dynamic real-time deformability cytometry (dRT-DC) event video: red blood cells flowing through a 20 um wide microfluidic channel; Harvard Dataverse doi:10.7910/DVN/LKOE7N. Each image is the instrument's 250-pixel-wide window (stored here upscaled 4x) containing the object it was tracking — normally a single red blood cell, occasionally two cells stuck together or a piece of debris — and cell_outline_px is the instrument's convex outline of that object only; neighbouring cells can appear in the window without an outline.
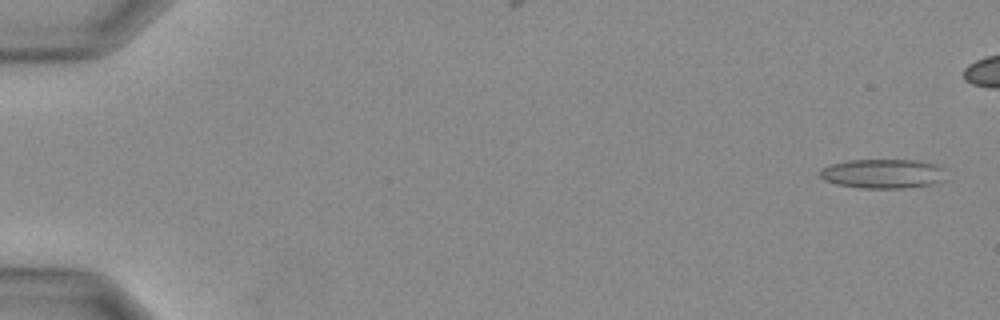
{"species": "Egyptian fruit bat (a non-hibernating species)", "species_latin": "Rousettus aegyptiacus", "temperature_condition": "warm", "stored_images_in_passage": 34, "camera_frame_rate_fps": 3000, "um_per_image_px": 0.085, "animal": {"sex": "female"}, "frame": {"image": 1, "passage_image": 2, "time_ms": 0.333, "image_size_px": [1000, 320], "cell_outline_px": [[944, 180], [932, 184], [904, 188], [860, 188], [836, 184], [824, 180], [820, 176], [820, 168], [832, 164], [848, 160], [920, 160], [940, 164], [944, 168]], "centroid_in_image_um": [75.07, 14.75], "position_along_channel_um": 9.9, "area_um2": 21.79}}
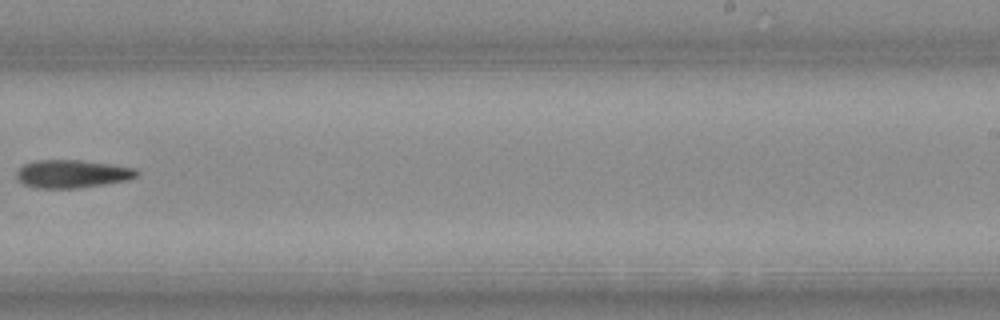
{"frame": {"image": 2, "passage_image": 24, "time_ms": 7.667, "image_size_px": [1000, 320], "cell_outline_px": [[140, 172], [136, 176], [128, 180], [104, 184], [76, 188], [36, 188], [24, 184], [16, 176], [16, 172], [24, 164], [36, 160], [80, 160], [112, 164], [136, 168]], "centroid_in_image_um": [6.16, 14.77], "position_along_channel_um": 282.8, "area_um2": 19.59}}
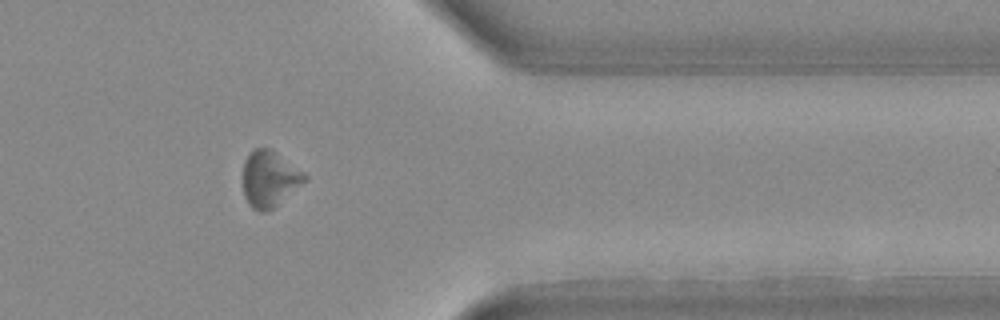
{"frame": {"image": 3, "passage_image": 30, "time_ms": 9.667, "image_size_px": [1000, 320], "cell_outline_px": [[308, 180], [268, 212], [260, 212], [252, 208], [248, 204], [244, 196], [244, 160], [256, 148], [268, 148], [304, 172], [308, 176]], "centroid_in_image_um": [22.92, 15.25], "position_along_channel_um": 388.5, "area_um2": 19.94}}